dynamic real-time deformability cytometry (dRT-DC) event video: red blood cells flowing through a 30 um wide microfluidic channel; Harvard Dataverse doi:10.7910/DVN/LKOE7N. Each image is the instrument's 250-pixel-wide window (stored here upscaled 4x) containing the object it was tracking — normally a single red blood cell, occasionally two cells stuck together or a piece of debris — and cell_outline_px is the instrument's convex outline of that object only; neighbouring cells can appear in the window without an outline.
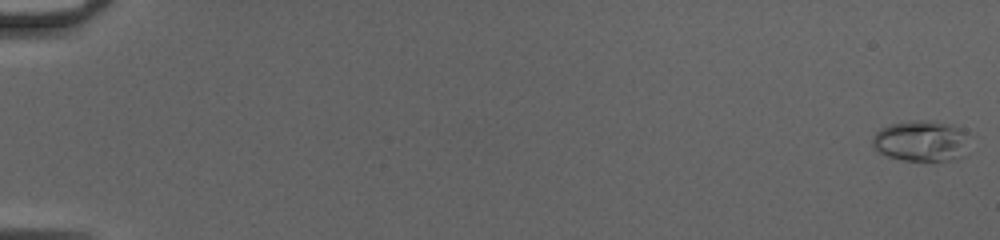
{"species": "common noctule bat (a hibernating species)", "species_latin": "Nyctalus noctula", "temperature_condition": "cold", "stored_images_in_passage": 51, "camera_frame_rate_fps": 3000, "um_per_image_px": 0.085, "animal": {"sex": "female", "body_mass_g": 20.0, "forearm_length_mm": 54.0}, "frame": {"image": 1, "passage_image": 1, "time_ms": 0.0, "image_size_px": [1000, 240], "cell_outline_px": [[964, 156], [952, 160], [904, 160], [888, 156], [880, 152], [872, 144], [872, 140], [876, 132], [880, 128], [892, 124], [912, 120], [936, 120], [964, 128]], "centroid_in_image_um": [78.27, 11.96], "position_along_channel_um": 6.7, "area_um2": 22.77}}
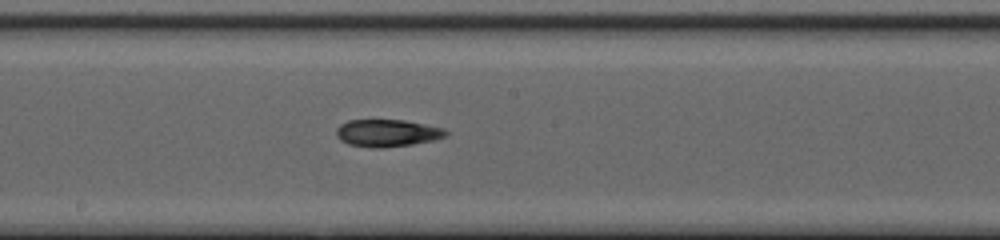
{"frame": {"image": 2, "passage_image": 30, "time_ms": 9.667, "image_size_px": [1000, 240], "cell_outline_px": [[448, 136], [436, 140], [412, 144], [380, 148], [372, 148], [348, 144], [340, 140], [336, 136], [336, 128], [340, 124], [348, 120], [404, 120], [444, 128], [448, 132]], "centroid_in_image_um": [32.92, 11.31], "position_along_channel_um": 215.3, "area_um2": 17.57}}
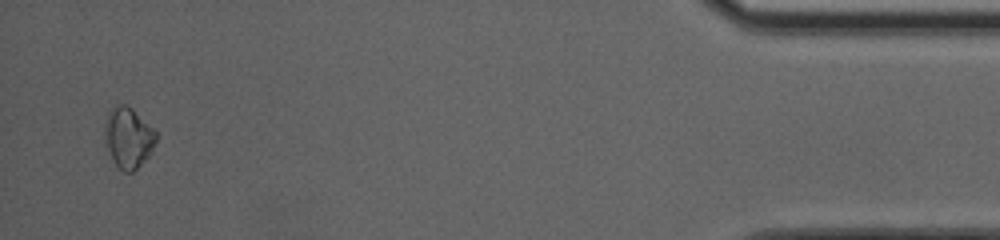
{"frame": {"image": 3, "passage_image": 50, "time_ms": 16.333, "image_size_px": [1000, 240], "cell_outline_px": [[156, 144], [148, 156], [132, 172], [124, 172], [116, 164], [108, 148], [104, 132], [104, 124], [108, 112], [116, 104], [124, 104], [132, 108], [156, 132]], "centroid_in_image_um": [10.9, 11.67], "position_along_channel_um": 424.3, "area_um2": 17.74}}